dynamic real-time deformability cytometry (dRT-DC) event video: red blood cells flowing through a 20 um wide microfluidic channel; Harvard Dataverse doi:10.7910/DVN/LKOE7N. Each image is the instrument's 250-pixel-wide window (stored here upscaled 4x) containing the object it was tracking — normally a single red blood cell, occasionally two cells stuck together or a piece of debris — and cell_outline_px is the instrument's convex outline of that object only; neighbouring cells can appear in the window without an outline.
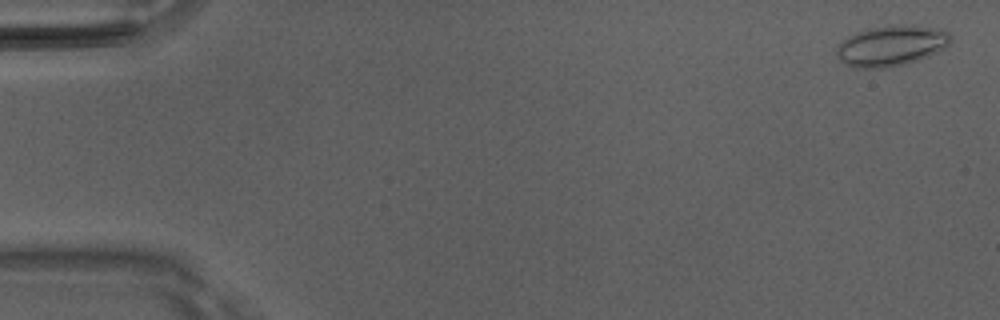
{"species": "Egyptian fruit bat (a non-hibernating species)", "species_latin": "Rousettus aegyptiacus", "temperature_condition": "room temperature", "stored_images_in_passage": 7, "camera_frame_rate_fps": 3000, "um_per_image_px": 0.085, "animal": {"sex": "male"}, "frame": {"image": 1, "passage_image": 2, "time_ms": 0.333, "image_size_px": [1000, 320], "cell_outline_px": [[952, 40], [944, 48], [928, 56], [904, 64], [884, 68], [852, 68], [844, 64], [836, 56], [836, 48], [848, 36], [856, 32], [868, 28], [888, 24], [912, 24], [944, 28], [952, 36]], "centroid_in_image_um": [75.77, 3.86], "position_along_channel_um": 9.2, "area_um2": 27.51}}